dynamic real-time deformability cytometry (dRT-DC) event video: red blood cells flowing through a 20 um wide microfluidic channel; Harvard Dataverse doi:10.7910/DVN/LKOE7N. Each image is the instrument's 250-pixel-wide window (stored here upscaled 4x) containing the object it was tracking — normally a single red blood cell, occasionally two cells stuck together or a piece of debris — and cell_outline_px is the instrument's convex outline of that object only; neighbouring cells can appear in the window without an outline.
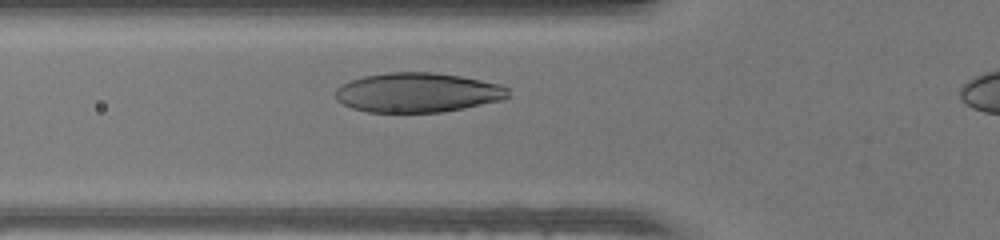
{"species": "human", "species_latin": "Homo sapiens", "temperature_condition": "warm", "stored_images_in_passage": 32, "camera_frame_rate_fps": 3000, "um_per_image_px": 0.085, "donor": {"sex": "female"}, "frame": {"image": 1, "passage_image": 10, "time_ms": 3.0, "image_size_px": [1000, 240], "cell_outline_px": [[508, 96], [500, 100], [464, 108], [440, 112], [368, 112], [352, 108], [336, 100], [336, 88], [340, 84], [364, 76], [388, 72], [432, 72], [460, 76], [500, 84], [508, 88]], "centroid_in_image_um": [35.46, 7.86], "position_along_channel_um": 90.3, "area_um2": 39.65}}
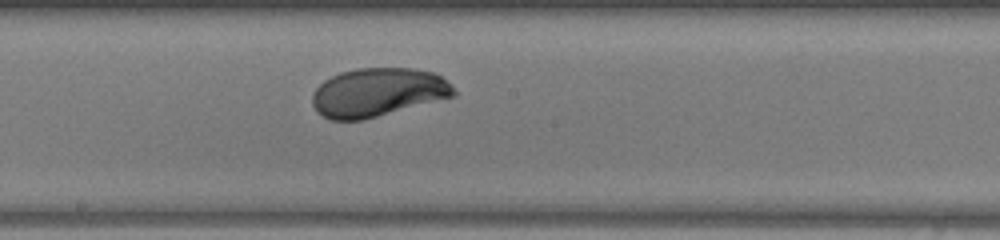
{"frame": {"image": 2, "passage_image": 19, "time_ms": 6.0, "image_size_px": [1000, 240], "cell_outline_px": [[456, 96], [360, 120], [332, 120], [316, 112], [312, 104], [312, 96], [316, 88], [324, 80], [340, 72], [356, 68], [412, 68], [432, 72], [440, 76], [452, 84], [456, 92]], "centroid_in_image_um": [32.11, 7.84], "position_along_channel_um": 216.1, "area_um2": 39.94}}
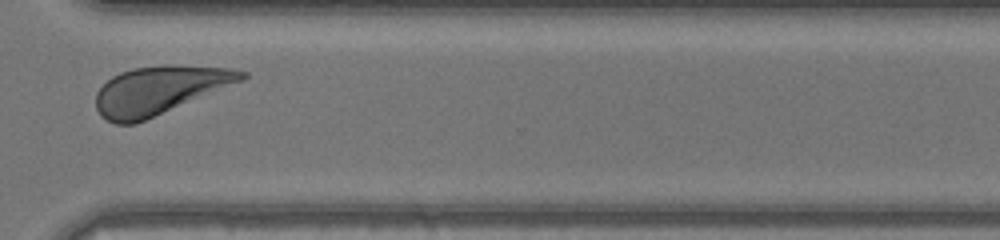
{"frame": {"image": 3, "passage_image": 29, "time_ms": 9.333, "image_size_px": [1000, 240], "cell_outline_px": [[248, 76], [244, 80], [136, 124], [116, 124], [100, 116], [96, 108], [96, 92], [112, 76], [120, 72], [132, 68], [164, 64], [176, 64], [228, 68], [248, 72]], "centroid_in_image_um": [13.55, 7.66], "position_along_channel_um": 357.0, "area_um2": 41.1}, "authors_computed_cell_mechanics": {"area_um2": 40.3733, "velocity_mm_per_s": 4.2054, "shape_relaxation_time_tau1_ms": 2.5792, "shape_relaxation_time_tau2_ms": null, "deformation_change_tau1": 0.1459, "deformation_change_tau2": null}}